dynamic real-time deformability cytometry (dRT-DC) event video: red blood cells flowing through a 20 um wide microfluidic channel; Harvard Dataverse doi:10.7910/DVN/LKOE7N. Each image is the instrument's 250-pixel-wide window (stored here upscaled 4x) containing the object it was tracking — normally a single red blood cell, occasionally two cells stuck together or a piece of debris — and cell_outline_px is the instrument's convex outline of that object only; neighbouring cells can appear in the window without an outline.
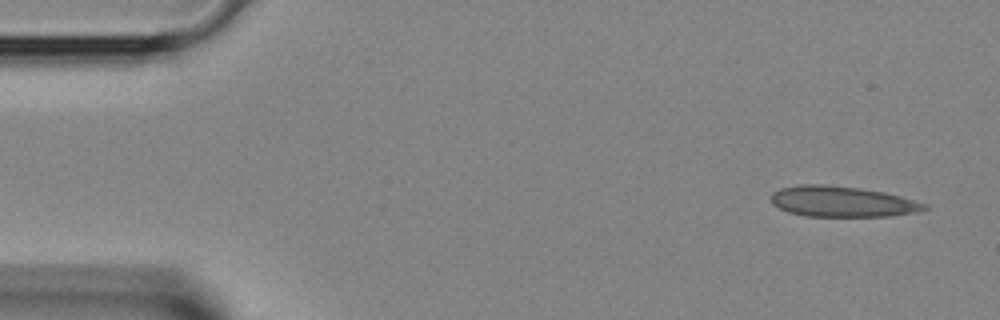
{"species": "Egyptian fruit bat (a non-hibernating species)", "species_latin": "Rousettus aegyptiacus", "temperature_condition": "room temperature", "stored_images_in_passage": 2, "segment_of_instrument_passage": [2, 2], "camera_frame_rate_fps": 3000, "um_per_image_px": 0.085, "animal": {"sex": "female"}, "frame": {"image": 1, "passage_image": 2, "time_ms": 0.333, "image_size_px": [1000, 320], "cell_outline_px": [[928, 208], [916, 212], [892, 216], [808, 216], [788, 212], [772, 204], [768, 196], [772, 192], [780, 188], [800, 184], [820, 184], [860, 188], [884, 192], [900, 196], [928, 204]], "centroid_in_image_um": [71.55, 17.13], "position_along_channel_um": 13.5, "area_um2": 27.51}}